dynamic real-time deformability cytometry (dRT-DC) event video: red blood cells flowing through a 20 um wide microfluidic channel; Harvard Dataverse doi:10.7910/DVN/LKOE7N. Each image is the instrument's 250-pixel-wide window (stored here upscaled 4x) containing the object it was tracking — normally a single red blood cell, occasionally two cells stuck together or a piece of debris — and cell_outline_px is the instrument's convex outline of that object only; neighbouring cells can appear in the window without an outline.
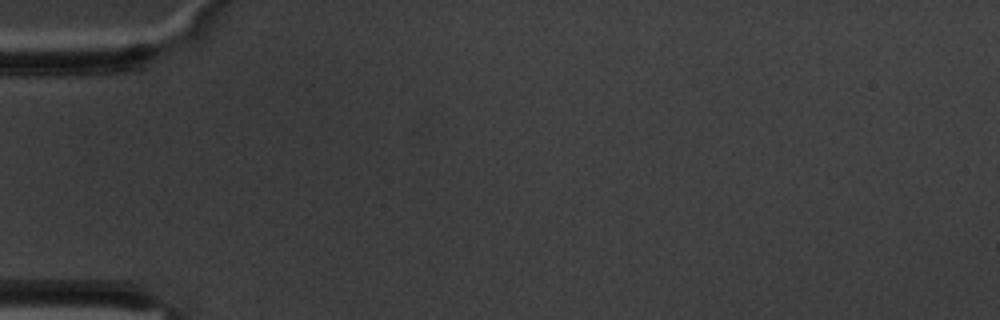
{"species": "common noctule bat (a hibernating species)", "species_latin": "Nyctalus noctula", "temperature_condition": "warm", "stored_images_in_passage": 1, "camera_frame_rate_fps": 3000, "um_per_image_px": 0.085, "animal": {"sex": "male", "body_mass_g": 20.1, "forearm_length_mm": 53.5}, "frame": {"image": 1, "passage_image": 1, "time_ms": 0.0, "image_size_px": [1000, 320], "cell_outline_px": [[224, 32], [200, 56], [188, 64], [176, 64], [172, 44], [204, 12], [208, 12], [224, 20]], "centroid_in_image_um": [16.82, 3.25], "position_along_channel_um": 68.2, "area_um2": 11.27}}